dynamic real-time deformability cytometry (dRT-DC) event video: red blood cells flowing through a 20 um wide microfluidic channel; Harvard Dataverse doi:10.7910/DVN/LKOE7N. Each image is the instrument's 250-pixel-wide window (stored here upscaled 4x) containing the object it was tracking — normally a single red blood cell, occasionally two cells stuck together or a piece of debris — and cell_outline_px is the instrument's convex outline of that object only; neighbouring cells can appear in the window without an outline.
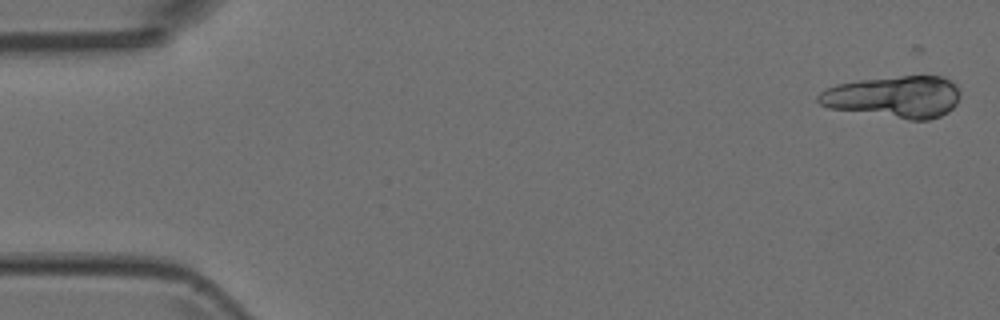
{"species": "Egyptian fruit bat (a non-hibernating species)", "species_latin": "Rousettus aegyptiacus", "temperature_condition": "room temperature", "stored_images_in_passage": 6, "camera_frame_rate_fps": 3000, "um_per_image_px": 0.085, "animal": {"sex": "female"}, "frame": {"image": 1, "passage_image": 2, "time_ms": 0.333, "image_size_px": [1000, 320], "cell_outline_px": [[960, 96], [956, 104], [948, 112], [940, 116], [928, 120], [912, 120], [828, 108], [820, 104], [816, 100], [816, 96], [824, 88], [836, 84], [860, 80], [900, 76], [944, 76], [952, 80], [956, 84], [960, 92]], "centroid_in_image_um": [76.0, 8.23], "position_along_channel_um": 9.0, "area_um2": 34.97}}